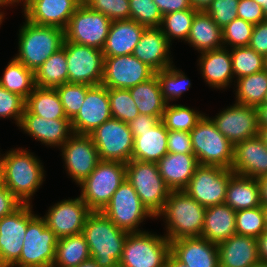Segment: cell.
Returning a JSON list of instances; mask_svg holds the SVG:
<instances>
[{"mask_svg":"<svg viewBox=\"0 0 267 267\" xmlns=\"http://www.w3.org/2000/svg\"><path fill=\"white\" fill-rule=\"evenodd\" d=\"M186 42L200 53L220 49L224 47L222 28L205 11H198Z\"/></svg>","mask_w":267,"mask_h":267,"instance_id":"cell-32","label":"cell"},{"mask_svg":"<svg viewBox=\"0 0 267 267\" xmlns=\"http://www.w3.org/2000/svg\"><path fill=\"white\" fill-rule=\"evenodd\" d=\"M231 170L254 179L267 175V146L259 136L234 144Z\"/></svg>","mask_w":267,"mask_h":267,"instance_id":"cell-23","label":"cell"},{"mask_svg":"<svg viewBox=\"0 0 267 267\" xmlns=\"http://www.w3.org/2000/svg\"><path fill=\"white\" fill-rule=\"evenodd\" d=\"M190 135L193 154L199 165L231 169L234 144L219 132L210 117L204 114L190 131Z\"/></svg>","mask_w":267,"mask_h":267,"instance_id":"cell-6","label":"cell"},{"mask_svg":"<svg viewBox=\"0 0 267 267\" xmlns=\"http://www.w3.org/2000/svg\"><path fill=\"white\" fill-rule=\"evenodd\" d=\"M158 169L171 191L184 190L199 166L193 153H167L158 162Z\"/></svg>","mask_w":267,"mask_h":267,"instance_id":"cell-27","label":"cell"},{"mask_svg":"<svg viewBox=\"0 0 267 267\" xmlns=\"http://www.w3.org/2000/svg\"><path fill=\"white\" fill-rule=\"evenodd\" d=\"M171 45L160 27L145 28L133 55L155 72L161 71L173 65Z\"/></svg>","mask_w":267,"mask_h":267,"instance_id":"cell-24","label":"cell"},{"mask_svg":"<svg viewBox=\"0 0 267 267\" xmlns=\"http://www.w3.org/2000/svg\"><path fill=\"white\" fill-rule=\"evenodd\" d=\"M119 229L128 233L143 232L138 226L147 217L155 218L143 205L127 178L114 192L109 203L101 211Z\"/></svg>","mask_w":267,"mask_h":267,"instance_id":"cell-10","label":"cell"},{"mask_svg":"<svg viewBox=\"0 0 267 267\" xmlns=\"http://www.w3.org/2000/svg\"><path fill=\"white\" fill-rule=\"evenodd\" d=\"M26 100L0 85V118H11L20 124L25 110Z\"/></svg>","mask_w":267,"mask_h":267,"instance_id":"cell-50","label":"cell"},{"mask_svg":"<svg viewBox=\"0 0 267 267\" xmlns=\"http://www.w3.org/2000/svg\"><path fill=\"white\" fill-rule=\"evenodd\" d=\"M253 28V24L248 23L241 18H235L222 28L223 46L225 48L230 46L229 49L235 47H248Z\"/></svg>","mask_w":267,"mask_h":267,"instance_id":"cell-48","label":"cell"},{"mask_svg":"<svg viewBox=\"0 0 267 267\" xmlns=\"http://www.w3.org/2000/svg\"><path fill=\"white\" fill-rule=\"evenodd\" d=\"M236 234L258 238L265 230L262 206L236 211Z\"/></svg>","mask_w":267,"mask_h":267,"instance_id":"cell-45","label":"cell"},{"mask_svg":"<svg viewBox=\"0 0 267 267\" xmlns=\"http://www.w3.org/2000/svg\"><path fill=\"white\" fill-rule=\"evenodd\" d=\"M35 85L39 88L55 89L64 83H68V64L65 48L52 54L35 71Z\"/></svg>","mask_w":267,"mask_h":267,"instance_id":"cell-36","label":"cell"},{"mask_svg":"<svg viewBox=\"0 0 267 267\" xmlns=\"http://www.w3.org/2000/svg\"><path fill=\"white\" fill-rule=\"evenodd\" d=\"M265 70L267 71V56L265 57Z\"/></svg>","mask_w":267,"mask_h":267,"instance_id":"cell-71","label":"cell"},{"mask_svg":"<svg viewBox=\"0 0 267 267\" xmlns=\"http://www.w3.org/2000/svg\"><path fill=\"white\" fill-rule=\"evenodd\" d=\"M112 118L130 123L138 115V108L129 89H108Z\"/></svg>","mask_w":267,"mask_h":267,"instance_id":"cell-44","label":"cell"},{"mask_svg":"<svg viewBox=\"0 0 267 267\" xmlns=\"http://www.w3.org/2000/svg\"><path fill=\"white\" fill-rule=\"evenodd\" d=\"M236 211L226 203L206 208L201 237L218 244L236 234Z\"/></svg>","mask_w":267,"mask_h":267,"instance_id":"cell-30","label":"cell"},{"mask_svg":"<svg viewBox=\"0 0 267 267\" xmlns=\"http://www.w3.org/2000/svg\"><path fill=\"white\" fill-rule=\"evenodd\" d=\"M160 121L159 117L139 114L128 125L133 136H139V131L151 130Z\"/></svg>","mask_w":267,"mask_h":267,"instance_id":"cell-56","label":"cell"},{"mask_svg":"<svg viewBox=\"0 0 267 267\" xmlns=\"http://www.w3.org/2000/svg\"><path fill=\"white\" fill-rule=\"evenodd\" d=\"M24 17L29 22L65 30L83 0H23Z\"/></svg>","mask_w":267,"mask_h":267,"instance_id":"cell-21","label":"cell"},{"mask_svg":"<svg viewBox=\"0 0 267 267\" xmlns=\"http://www.w3.org/2000/svg\"><path fill=\"white\" fill-rule=\"evenodd\" d=\"M254 1L262 6L263 12L267 19V0H254Z\"/></svg>","mask_w":267,"mask_h":267,"instance_id":"cell-65","label":"cell"},{"mask_svg":"<svg viewBox=\"0 0 267 267\" xmlns=\"http://www.w3.org/2000/svg\"><path fill=\"white\" fill-rule=\"evenodd\" d=\"M25 108L46 120L68 119L56 89L35 87L26 99Z\"/></svg>","mask_w":267,"mask_h":267,"instance_id":"cell-35","label":"cell"},{"mask_svg":"<svg viewBox=\"0 0 267 267\" xmlns=\"http://www.w3.org/2000/svg\"><path fill=\"white\" fill-rule=\"evenodd\" d=\"M111 118L108 88L100 84L91 86L87 90L84 103L71 120V125L75 134L90 135Z\"/></svg>","mask_w":267,"mask_h":267,"instance_id":"cell-19","label":"cell"},{"mask_svg":"<svg viewBox=\"0 0 267 267\" xmlns=\"http://www.w3.org/2000/svg\"><path fill=\"white\" fill-rule=\"evenodd\" d=\"M204 113L181 104H167L163 113L162 122L168 131L190 132L203 117Z\"/></svg>","mask_w":267,"mask_h":267,"instance_id":"cell-41","label":"cell"},{"mask_svg":"<svg viewBox=\"0 0 267 267\" xmlns=\"http://www.w3.org/2000/svg\"><path fill=\"white\" fill-rule=\"evenodd\" d=\"M129 91L139 114L156 116L162 120L167 103L161 93L156 75L143 83L129 88Z\"/></svg>","mask_w":267,"mask_h":267,"instance_id":"cell-34","label":"cell"},{"mask_svg":"<svg viewBox=\"0 0 267 267\" xmlns=\"http://www.w3.org/2000/svg\"><path fill=\"white\" fill-rule=\"evenodd\" d=\"M59 149L67 174L78 185L91 174L100 161L90 135L74 133Z\"/></svg>","mask_w":267,"mask_h":267,"instance_id":"cell-16","label":"cell"},{"mask_svg":"<svg viewBox=\"0 0 267 267\" xmlns=\"http://www.w3.org/2000/svg\"><path fill=\"white\" fill-rule=\"evenodd\" d=\"M100 160L128 163L132 158L134 137L129 125L111 118L91 134Z\"/></svg>","mask_w":267,"mask_h":267,"instance_id":"cell-12","label":"cell"},{"mask_svg":"<svg viewBox=\"0 0 267 267\" xmlns=\"http://www.w3.org/2000/svg\"><path fill=\"white\" fill-rule=\"evenodd\" d=\"M238 4L239 0H213L205 12L220 28H223L237 18Z\"/></svg>","mask_w":267,"mask_h":267,"instance_id":"cell-51","label":"cell"},{"mask_svg":"<svg viewBox=\"0 0 267 267\" xmlns=\"http://www.w3.org/2000/svg\"><path fill=\"white\" fill-rule=\"evenodd\" d=\"M213 0H190L192 8L197 11H206Z\"/></svg>","mask_w":267,"mask_h":267,"instance_id":"cell-61","label":"cell"},{"mask_svg":"<svg viewBox=\"0 0 267 267\" xmlns=\"http://www.w3.org/2000/svg\"><path fill=\"white\" fill-rule=\"evenodd\" d=\"M166 265L168 267H188L180 260H178L171 252L168 254Z\"/></svg>","mask_w":267,"mask_h":267,"instance_id":"cell-62","label":"cell"},{"mask_svg":"<svg viewBox=\"0 0 267 267\" xmlns=\"http://www.w3.org/2000/svg\"><path fill=\"white\" fill-rule=\"evenodd\" d=\"M219 267H251L260 262L257 239L234 234L217 244Z\"/></svg>","mask_w":267,"mask_h":267,"instance_id":"cell-26","label":"cell"},{"mask_svg":"<svg viewBox=\"0 0 267 267\" xmlns=\"http://www.w3.org/2000/svg\"><path fill=\"white\" fill-rule=\"evenodd\" d=\"M93 11L107 16L112 22L130 19L129 0H83Z\"/></svg>","mask_w":267,"mask_h":267,"instance_id":"cell-49","label":"cell"},{"mask_svg":"<svg viewBox=\"0 0 267 267\" xmlns=\"http://www.w3.org/2000/svg\"><path fill=\"white\" fill-rule=\"evenodd\" d=\"M4 12H1L0 11V25L2 24V22H3V19H4Z\"/></svg>","mask_w":267,"mask_h":267,"instance_id":"cell-69","label":"cell"},{"mask_svg":"<svg viewBox=\"0 0 267 267\" xmlns=\"http://www.w3.org/2000/svg\"><path fill=\"white\" fill-rule=\"evenodd\" d=\"M58 237L47 227L43 217L32 211L28 204V226L20 258L11 267L51 266L55 260Z\"/></svg>","mask_w":267,"mask_h":267,"instance_id":"cell-5","label":"cell"},{"mask_svg":"<svg viewBox=\"0 0 267 267\" xmlns=\"http://www.w3.org/2000/svg\"><path fill=\"white\" fill-rule=\"evenodd\" d=\"M197 12L194 8H190L162 16L160 28L170 43L175 38L186 42L191 30L193 18Z\"/></svg>","mask_w":267,"mask_h":267,"instance_id":"cell-42","label":"cell"},{"mask_svg":"<svg viewBox=\"0 0 267 267\" xmlns=\"http://www.w3.org/2000/svg\"><path fill=\"white\" fill-rule=\"evenodd\" d=\"M30 137L40 141L49 147H62L63 144L74 134L71 120L52 119L30 113L26 108L18 125Z\"/></svg>","mask_w":267,"mask_h":267,"instance_id":"cell-22","label":"cell"},{"mask_svg":"<svg viewBox=\"0 0 267 267\" xmlns=\"http://www.w3.org/2000/svg\"><path fill=\"white\" fill-rule=\"evenodd\" d=\"M234 77L251 75L265 69V57L250 47H235L230 49Z\"/></svg>","mask_w":267,"mask_h":267,"instance_id":"cell-43","label":"cell"},{"mask_svg":"<svg viewBox=\"0 0 267 267\" xmlns=\"http://www.w3.org/2000/svg\"><path fill=\"white\" fill-rule=\"evenodd\" d=\"M258 127L267 126V104H261L257 108Z\"/></svg>","mask_w":267,"mask_h":267,"instance_id":"cell-60","label":"cell"},{"mask_svg":"<svg viewBox=\"0 0 267 267\" xmlns=\"http://www.w3.org/2000/svg\"><path fill=\"white\" fill-rule=\"evenodd\" d=\"M4 6L7 7V6H9V5H7V4H5V3H2V2L0 1V8H1V7H4ZM0 10H1V9H0Z\"/></svg>","mask_w":267,"mask_h":267,"instance_id":"cell-70","label":"cell"},{"mask_svg":"<svg viewBox=\"0 0 267 267\" xmlns=\"http://www.w3.org/2000/svg\"><path fill=\"white\" fill-rule=\"evenodd\" d=\"M68 64V83L102 84L104 54L97 48L64 41Z\"/></svg>","mask_w":267,"mask_h":267,"instance_id":"cell-14","label":"cell"},{"mask_svg":"<svg viewBox=\"0 0 267 267\" xmlns=\"http://www.w3.org/2000/svg\"><path fill=\"white\" fill-rule=\"evenodd\" d=\"M44 171L40 159L26 149H11L3 155L0 153L1 183L22 204L32 203V196L45 181Z\"/></svg>","mask_w":267,"mask_h":267,"instance_id":"cell-1","label":"cell"},{"mask_svg":"<svg viewBox=\"0 0 267 267\" xmlns=\"http://www.w3.org/2000/svg\"><path fill=\"white\" fill-rule=\"evenodd\" d=\"M112 21L100 12L82 3L71 16L65 31V40L102 50Z\"/></svg>","mask_w":267,"mask_h":267,"instance_id":"cell-11","label":"cell"},{"mask_svg":"<svg viewBox=\"0 0 267 267\" xmlns=\"http://www.w3.org/2000/svg\"><path fill=\"white\" fill-rule=\"evenodd\" d=\"M22 203L0 183V219L12 214Z\"/></svg>","mask_w":267,"mask_h":267,"instance_id":"cell-55","label":"cell"},{"mask_svg":"<svg viewBox=\"0 0 267 267\" xmlns=\"http://www.w3.org/2000/svg\"><path fill=\"white\" fill-rule=\"evenodd\" d=\"M170 252L188 267H219L217 244L202 237L170 241Z\"/></svg>","mask_w":267,"mask_h":267,"instance_id":"cell-25","label":"cell"},{"mask_svg":"<svg viewBox=\"0 0 267 267\" xmlns=\"http://www.w3.org/2000/svg\"><path fill=\"white\" fill-rule=\"evenodd\" d=\"M126 179V163L100 160L91 174L79 184L81 199L91 211H102Z\"/></svg>","mask_w":267,"mask_h":267,"instance_id":"cell-7","label":"cell"},{"mask_svg":"<svg viewBox=\"0 0 267 267\" xmlns=\"http://www.w3.org/2000/svg\"><path fill=\"white\" fill-rule=\"evenodd\" d=\"M225 203L235 211L262 206L257 179L234 173L227 186Z\"/></svg>","mask_w":267,"mask_h":267,"instance_id":"cell-33","label":"cell"},{"mask_svg":"<svg viewBox=\"0 0 267 267\" xmlns=\"http://www.w3.org/2000/svg\"><path fill=\"white\" fill-rule=\"evenodd\" d=\"M211 119L219 132L233 144L258 136L256 107L235 102Z\"/></svg>","mask_w":267,"mask_h":267,"instance_id":"cell-17","label":"cell"},{"mask_svg":"<svg viewBox=\"0 0 267 267\" xmlns=\"http://www.w3.org/2000/svg\"><path fill=\"white\" fill-rule=\"evenodd\" d=\"M82 234L99 267H119L128 232L119 229L101 211H92L86 217Z\"/></svg>","mask_w":267,"mask_h":267,"instance_id":"cell-2","label":"cell"},{"mask_svg":"<svg viewBox=\"0 0 267 267\" xmlns=\"http://www.w3.org/2000/svg\"><path fill=\"white\" fill-rule=\"evenodd\" d=\"M131 160L157 163L168 153V130L162 120L151 130L139 131V136H133Z\"/></svg>","mask_w":267,"mask_h":267,"instance_id":"cell-31","label":"cell"},{"mask_svg":"<svg viewBox=\"0 0 267 267\" xmlns=\"http://www.w3.org/2000/svg\"><path fill=\"white\" fill-rule=\"evenodd\" d=\"M263 213H264V219H265V226L267 229V205H262Z\"/></svg>","mask_w":267,"mask_h":267,"instance_id":"cell-67","label":"cell"},{"mask_svg":"<svg viewBox=\"0 0 267 267\" xmlns=\"http://www.w3.org/2000/svg\"><path fill=\"white\" fill-rule=\"evenodd\" d=\"M160 84L161 93L167 104L180 98L191 87L189 78L175 65L155 72Z\"/></svg>","mask_w":267,"mask_h":267,"instance_id":"cell-40","label":"cell"},{"mask_svg":"<svg viewBox=\"0 0 267 267\" xmlns=\"http://www.w3.org/2000/svg\"><path fill=\"white\" fill-rule=\"evenodd\" d=\"M126 178L143 205L156 218L171 192L159 173L157 163L130 160L126 163Z\"/></svg>","mask_w":267,"mask_h":267,"instance_id":"cell-8","label":"cell"},{"mask_svg":"<svg viewBox=\"0 0 267 267\" xmlns=\"http://www.w3.org/2000/svg\"><path fill=\"white\" fill-rule=\"evenodd\" d=\"M248 47L264 57L267 56V20L254 25Z\"/></svg>","mask_w":267,"mask_h":267,"instance_id":"cell-54","label":"cell"},{"mask_svg":"<svg viewBox=\"0 0 267 267\" xmlns=\"http://www.w3.org/2000/svg\"><path fill=\"white\" fill-rule=\"evenodd\" d=\"M167 148L168 153H193L190 132L168 131Z\"/></svg>","mask_w":267,"mask_h":267,"instance_id":"cell-53","label":"cell"},{"mask_svg":"<svg viewBox=\"0 0 267 267\" xmlns=\"http://www.w3.org/2000/svg\"><path fill=\"white\" fill-rule=\"evenodd\" d=\"M155 75V71L133 54L104 57L102 85L108 89H129Z\"/></svg>","mask_w":267,"mask_h":267,"instance_id":"cell-15","label":"cell"},{"mask_svg":"<svg viewBox=\"0 0 267 267\" xmlns=\"http://www.w3.org/2000/svg\"><path fill=\"white\" fill-rule=\"evenodd\" d=\"M129 5L130 19L146 28L160 27L163 15L153 0H129Z\"/></svg>","mask_w":267,"mask_h":267,"instance_id":"cell-47","label":"cell"},{"mask_svg":"<svg viewBox=\"0 0 267 267\" xmlns=\"http://www.w3.org/2000/svg\"><path fill=\"white\" fill-rule=\"evenodd\" d=\"M91 212L79 196L55 203L43 218L47 227L60 239L82 233L86 217Z\"/></svg>","mask_w":267,"mask_h":267,"instance_id":"cell-18","label":"cell"},{"mask_svg":"<svg viewBox=\"0 0 267 267\" xmlns=\"http://www.w3.org/2000/svg\"><path fill=\"white\" fill-rule=\"evenodd\" d=\"M63 29L37 25L25 19L19 29L18 53L14 57L34 73L55 52L63 47Z\"/></svg>","mask_w":267,"mask_h":267,"instance_id":"cell-4","label":"cell"},{"mask_svg":"<svg viewBox=\"0 0 267 267\" xmlns=\"http://www.w3.org/2000/svg\"><path fill=\"white\" fill-rule=\"evenodd\" d=\"M91 86L77 83H64L55 88L63 106L64 113L69 120H72L79 112Z\"/></svg>","mask_w":267,"mask_h":267,"instance_id":"cell-46","label":"cell"},{"mask_svg":"<svg viewBox=\"0 0 267 267\" xmlns=\"http://www.w3.org/2000/svg\"><path fill=\"white\" fill-rule=\"evenodd\" d=\"M169 253L170 241L165 235L128 233L119 267H163Z\"/></svg>","mask_w":267,"mask_h":267,"instance_id":"cell-9","label":"cell"},{"mask_svg":"<svg viewBox=\"0 0 267 267\" xmlns=\"http://www.w3.org/2000/svg\"><path fill=\"white\" fill-rule=\"evenodd\" d=\"M251 267H267V263L258 262Z\"/></svg>","mask_w":267,"mask_h":267,"instance_id":"cell-68","label":"cell"},{"mask_svg":"<svg viewBox=\"0 0 267 267\" xmlns=\"http://www.w3.org/2000/svg\"><path fill=\"white\" fill-rule=\"evenodd\" d=\"M260 190V201L262 205H267V175L257 178Z\"/></svg>","mask_w":267,"mask_h":267,"instance_id":"cell-59","label":"cell"},{"mask_svg":"<svg viewBox=\"0 0 267 267\" xmlns=\"http://www.w3.org/2000/svg\"><path fill=\"white\" fill-rule=\"evenodd\" d=\"M91 258L82 233L58 239L52 267H76Z\"/></svg>","mask_w":267,"mask_h":267,"instance_id":"cell-38","label":"cell"},{"mask_svg":"<svg viewBox=\"0 0 267 267\" xmlns=\"http://www.w3.org/2000/svg\"><path fill=\"white\" fill-rule=\"evenodd\" d=\"M0 85L26 100L36 87L35 75L32 70L12 58L5 67L3 76L0 77Z\"/></svg>","mask_w":267,"mask_h":267,"instance_id":"cell-39","label":"cell"},{"mask_svg":"<svg viewBox=\"0 0 267 267\" xmlns=\"http://www.w3.org/2000/svg\"><path fill=\"white\" fill-rule=\"evenodd\" d=\"M145 28L133 19L113 21L102 49L104 57L133 54Z\"/></svg>","mask_w":267,"mask_h":267,"instance_id":"cell-29","label":"cell"},{"mask_svg":"<svg viewBox=\"0 0 267 267\" xmlns=\"http://www.w3.org/2000/svg\"><path fill=\"white\" fill-rule=\"evenodd\" d=\"M235 80L236 103L256 108L264 103L267 95V71L265 69Z\"/></svg>","mask_w":267,"mask_h":267,"instance_id":"cell-37","label":"cell"},{"mask_svg":"<svg viewBox=\"0 0 267 267\" xmlns=\"http://www.w3.org/2000/svg\"><path fill=\"white\" fill-rule=\"evenodd\" d=\"M28 226V204L0 219V267H11L22 252Z\"/></svg>","mask_w":267,"mask_h":267,"instance_id":"cell-20","label":"cell"},{"mask_svg":"<svg viewBox=\"0 0 267 267\" xmlns=\"http://www.w3.org/2000/svg\"><path fill=\"white\" fill-rule=\"evenodd\" d=\"M260 262L267 263V229L257 238Z\"/></svg>","mask_w":267,"mask_h":267,"instance_id":"cell-58","label":"cell"},{"mask_svg":"<svg viewBox=\"0 0 267 267\" xmlns=\"http://www.w3.org/2000/svg\"><path fill=\"white\" fill-rule=\"evenodd\" d=\"M233 174L231 169L199 165L184 191L205 208L225 203L227 186Z\"/></svg>","mask_w":267,"mask_h":267,"instance_id":"cell-13","label":"cell"},{"mask_svg":"<svg viewBox=\"0 0 267 267\" xmlns=\"http://www.w3.org/2000/svg\"><path fill=\"white\" fill-rule=\"evenodd\" d=\"M206 208L195 201L184 190L171 191L164 208L157 215L164 217L166 238L174 241L180 238L201 237Z\"/></svg>","mask_w":267,"mask_h":267,"instance_id":"cell-3","label":"cell"},{"mask_svg":"<svg viewBox=\"0 0 267 267\" xmlns=\"http://www.w3.org/2000/svg\"><path fill=\"white\" fill-rule=\"evenodd\" d=\"M199 69L209 87L225 89L233 82L234 73L229 48L201 52Z\"/></svg>","mask_w":267,"mask_h":267,"instance_id":"cell-28","label":"cell"},{"mask_svg":"<svg viewBox=\"0 0 267 267\" xmlns=\"http://www.w3.org/2000/svg\"><path fill=\"white\" fill-rule=\"evenodd\" d=\"M162 15L192 8L190 0H153Z\"/></svg>","mask_w":267,"mask_h":267,"instance_id":"cell-57","label":"cell"},{"mask_svg":"<svg viewBox=\"0 0 267 267\" xmlns=\"http://www.w3.org/2000/svg\"><path fill=\"white\" fill-rule=\"evenodd\" d=\"M258 128H259L258 136L263 140V143L267 146V126Z\"/></svg>","mask_w":267,"mask_h":267,"instance_id":"cell-63","label":"cell"},{"mask_svg":"<svg viewBox=\"0 0 267 267\" xmlns=\"http://www.w3.org/2000/svg\"><path fill=\"white\" fill-rule=\"evenodd\" d=\"M263 104H267V95H266V99H265V101H264V103Z\"/></svg>","mask_w":267,"mask_h":267,"instance_id":"cell-72","label":"cell"},{"mask_svg":"<svg viewBox=\"0 0 267 267\" xmlns=\"http://www.w3.org/2000/svg\"><path fill=\"white\" fill-rule=\"evenodd\" d=\"M237 17L253 25L267 20L262 6L254 0H239Z\"/></svg>","mask_w":267,"mask_h":267,"instance_id":"cell-52","label":"cell"},{"mask_svg":"<svg viewBox=\"0 0 267 267\" xmlns=\"http://www.w3.org/2000/svg\"><path fill=\"white\" fill-rule=\"evenodd\" d=\"M2 3H5L7 5L13 6L20 3H22L23 0H0Z\"/></svg>","mask_w":267,"mask_h":267,"instance_id":"cell-66","label":"cell"},{"mask_svg":"<svg viewBox=\"0 0 267 267\" xmlns=\"http://www.w3.org/2000/svg\"><path fill=\"white\" fill-rule=\"evenodd\" d=\"M76 267H99L93 258L83 261Z\"/></svg>","mask_w":267,"mask_h":267,"instance_id":"cell-64","label":"cell"}]
</instances>
